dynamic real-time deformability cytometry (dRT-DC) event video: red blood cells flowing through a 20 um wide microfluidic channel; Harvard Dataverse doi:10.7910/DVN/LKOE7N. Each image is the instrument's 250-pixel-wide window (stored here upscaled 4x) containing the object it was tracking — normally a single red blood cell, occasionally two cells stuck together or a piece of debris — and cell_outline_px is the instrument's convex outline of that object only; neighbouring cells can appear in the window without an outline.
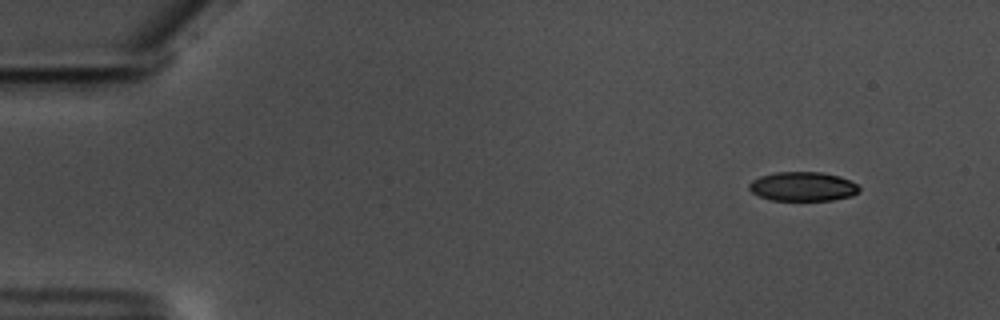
{"species": "common noctule bat (a hibernating species)", "species_latin": "Nyctalus noctula", "temperature_condition": "warm", "stored_images_in_passage": 53, "camera_frame_rate_fps": 3000, "um_per_image_px": 0.085, "animal": {"sex": "male", "body_mass_g": 17.5, "forearm_length_mm": 52.3}, "frame": {"image": 1, "passage_image": 1, "time_ms": 0.0, "image_size_px": [1000, 320], "cell_outline_px": [[860, 192], [852, 196], [832, 200], [772, 200], [760, 196], [752, 192], [748, 188], [748, 184], [752, 180], [760, 176], [776, 172], [820, 172], [840, 176], [856, 184], [860, 188]], "centroid_in_image_um": [68.24, 15.85], "position_along_channel_um": 16.8, "area_um2": 18.73}}
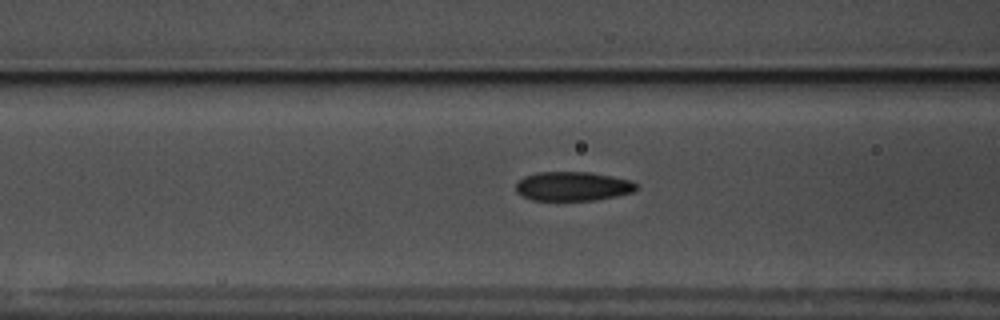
{"frame": {"image": 2, "passage_image": 19, "time_ms": 6.0, "image_size_px": [1000, 320], "cell_outline_px": [[640, 188], [632, 192], [616, 196], [596, 200], [532, 200], [516, 192], [516, 184], [524, 176], [536, 172], [588, 172], [612, 176], [632, 180]], "centroid_in_image_um": [48.71, 15.83], "position_along_channel_um": 117.9, "area_um2": 20.52}}
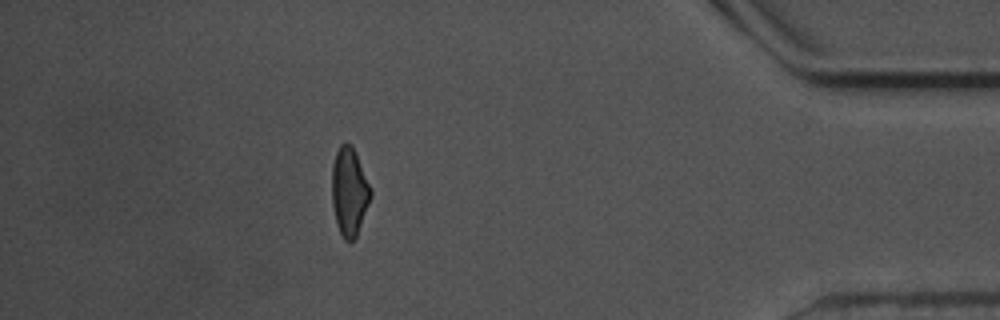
{"frame": {"image": 3, "passage_image": 47, "time_ms": 15.333, "image_size_px": [1000, 320], "cell_outline_px": [[372, 192], [368, 204], [356, 236], [348, 244], [344, 240], [336, 224], [332, 204], [332, 164], [336, 152], [340, 144], [352, 144]], "centroid_in_image_um": [29.66, 16.3], "position_along_channel_um": 405.5, "area_um2": 19.65}, "authors_computed_cell_mechanics": {"area_um2": 20.3456, "velocity_mm_per_s": 3.5625, "shape_relaxation_time_tau1_ms": 4.3253, "shape_relaxation_time_tau2_ms": 2.4758, "deformation_change_tau1": 0.1194, "deformation_change_tau2": 0.0772}}